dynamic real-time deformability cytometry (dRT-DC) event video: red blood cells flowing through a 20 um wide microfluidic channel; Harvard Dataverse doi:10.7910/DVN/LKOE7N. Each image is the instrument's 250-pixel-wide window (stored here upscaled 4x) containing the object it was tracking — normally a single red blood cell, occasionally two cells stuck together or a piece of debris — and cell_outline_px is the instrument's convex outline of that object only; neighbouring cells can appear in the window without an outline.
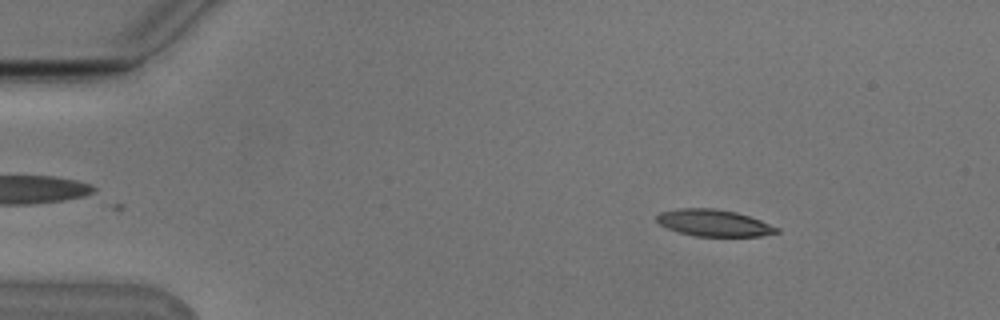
{"species": "Egyptian fruit bat (a non-hibernating species)", "species_latin": "Rousettus aegyptiacus", "temperature_condition": "cold", "stored_images_in_passage": 10, "camera_frame_rate_fps": 3000, "um_per_image_px": 0.085, "animal": {"sex": "male"}, "frame": {"image": 1, "passage_image": 1, "time_ms": 0.0, "image_size_px": [1000, 320], "cell_outline_px": [[780, 232], [760, 236], [696, 236], [680, 232], [668, 228], [660, 224], [656, 220], [656, 216], [660, 212], [680, 208], [712, 208], [736, 212], [760, 220], [780, 228]], "centroid_in_image_um": [60.69, 18.95], "position_along_channel_um": 24.3, "area_um2": 18.55}}
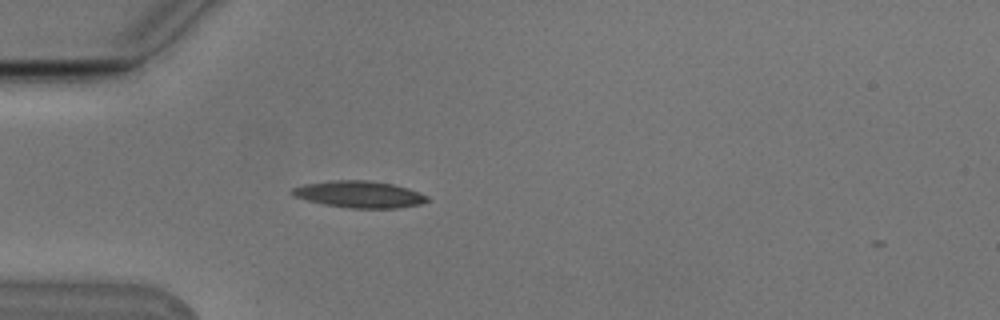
{"frame": {"image": 2, "passage_image": 9, "time_ms": 2.667, "image_size_px": [1000, 320], "cell_outline_px": [[428, 200], [420, 204], [400, 208], [348, 208], [324, 204], [292, 196], [288, 192], [292, 188], [304, 184], [328, 180], [368, 180], [392, 184], [408, 188], [428, 196]], "centroid_in_image_um": [30.5, 16.51], "position_along_channel_um": 54.5, "area_um2": 21.15}}